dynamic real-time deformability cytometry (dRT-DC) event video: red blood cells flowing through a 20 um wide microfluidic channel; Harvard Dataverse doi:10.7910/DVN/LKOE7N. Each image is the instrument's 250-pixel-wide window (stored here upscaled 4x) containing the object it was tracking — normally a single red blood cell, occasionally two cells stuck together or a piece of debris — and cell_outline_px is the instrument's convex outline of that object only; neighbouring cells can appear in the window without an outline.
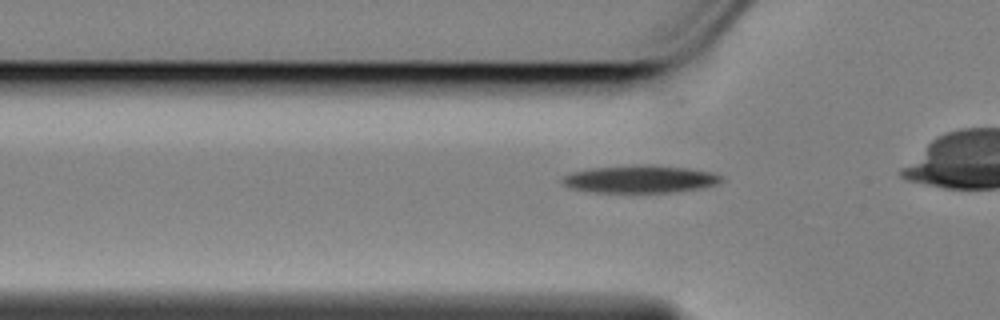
{"species": "Egyptian fruit bat (a non-hibernating species)", "species_latin": "Rousettus aegyptiacus", "temperature_condition": "cold", "stored_images_in_passage": 33, "camera_frame_rate_fps": 3000, "um_per_image_px": 0.085, "animal": {"sex": "female"}, "frame": {"image": 1, "passage_image": 5, "time_ms": 1.333, "image_size_px": [1000, 320], "cell_outline_px": [[724, 180], [716, 184], [704, 188], [672, 192], [592, 192], [568, 188], [560, 180], [564, 176], [572, 172], [592, 168], [644, 164], [652, 164], [688, 168], [708, 172], [720, 176]], "centroid_in_image_um": [54.39, 15.22], "position_along_channel_um": 71.4, "area_um2": 25.55}}
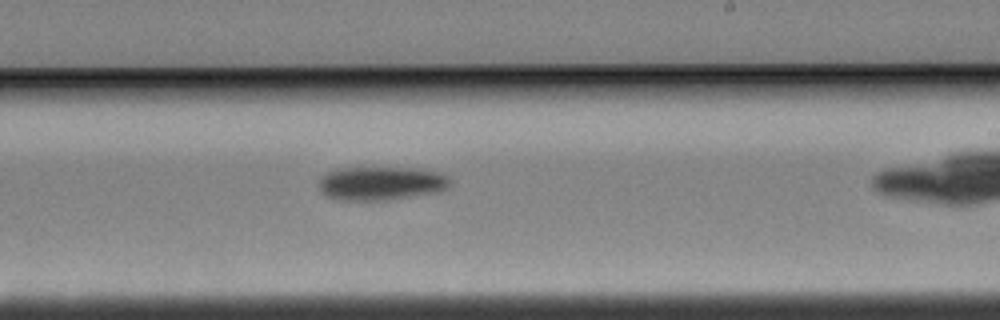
{"frame": {"image": 2, "passage_image": 21, "time_ms": 6.667, "image_size_px": [1000, 320], "cell_outline_px": [[452, 180], [440, 192], [388, 200], [340, 200], [328, 196], [320, 192], [320, 180], [328, 172], [336, 168], [416, 168], [440, 172], [448, 176]], "centroid_in_image_um": [32.42, 15.58], "position_along_channel_um": 256.6, "area_um2": 25.72}}
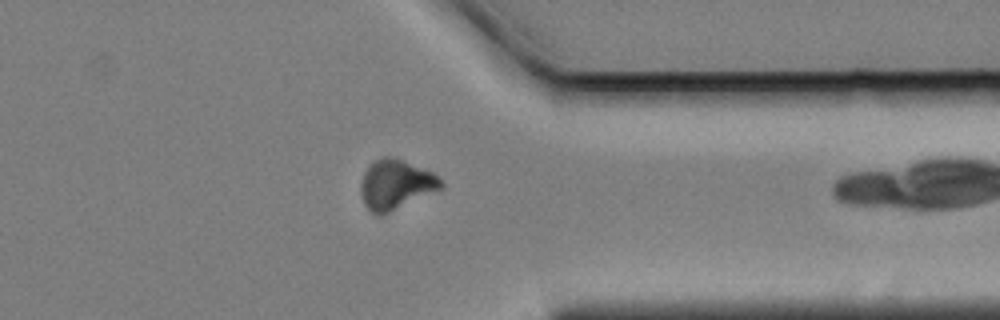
{"frame": {"image": 3, "passage_image": 32, "time_ms": 10.333, "image_size_px": [1000, 320], "cell_outline_px": [[444, 188], [380, 216], [376, 216], [364, 204], [360, 192], [360, 184], [364, 172], [376, 160], [384, 156], [392, 156], [432, 172], [444, 184]], "centroid_in_image_um": [33.63, 15.7], "position_along_channel_um": 377.8, "area_um2": 23.06}}